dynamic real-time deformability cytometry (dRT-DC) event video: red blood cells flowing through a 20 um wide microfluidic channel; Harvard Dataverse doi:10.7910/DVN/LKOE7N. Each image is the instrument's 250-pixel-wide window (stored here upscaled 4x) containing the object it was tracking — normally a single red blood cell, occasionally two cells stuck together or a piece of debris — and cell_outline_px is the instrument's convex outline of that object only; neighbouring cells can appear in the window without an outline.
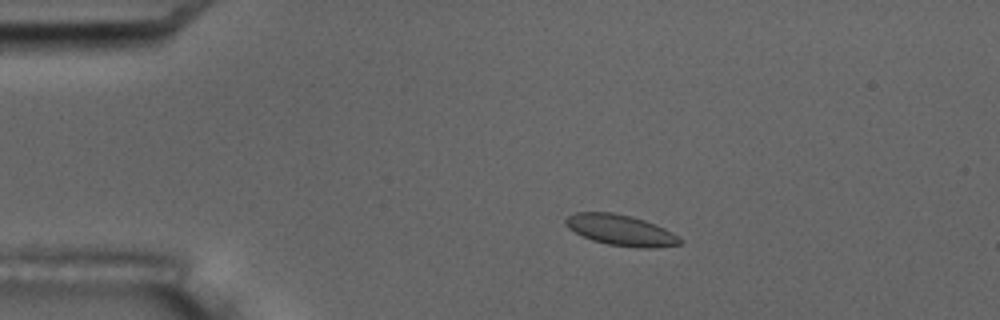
{"species": "common noctule bat (a hibernating species)", "species_latin": "Nyctalus noctula", "temperature_condition": "room temperature", "stored_images_in_passage": 6, "camera_frame_rate_fps": 3000, "um_per_image_px": 0.085, "animal": {"sex": "male", "body_mass_g": 17.5, "forearm_length_mm": 52.3}, "frame": {"image": 1, "passage_image": 3, "time_ms": 2.333, "image_size_px": [1000, 320], "cell_outline_px": [[684, 240], [680, 244], [656, 248], [636, 248], [608, 244], [592, 240], [568, 228], [564, 224], [564, 220], [568, 216], [576, 212], [612, 212], [644, 220], [664, 228], [672, 232]], "centroid_in_image_um": [52.77, 19.57], "position_along_channel_um": 32.2, "area_um2": 20.46}}
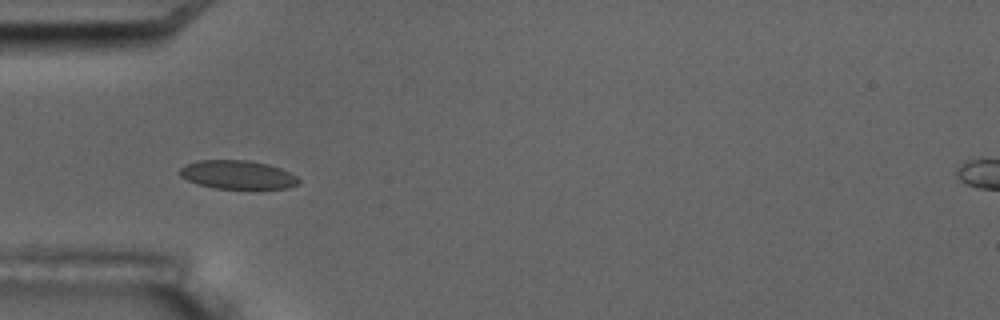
{"frame": {"image": 2, "passage_image": 5, "time_ms": 4.667, "image_size_px": [1000, 320], "cell_outline_px": [[300, 184], [288, 188], [212, 188], [188, 180], [180, 176], [176, 172], [184, 164], [196, 160], [244, 160], [268, 164], [280, 168], [296, 176], [300, 180]], "centroid_in_image_um": [20.15, 14.84], "position_along_channel_um": 64.8, "area_um2": 19.83}}